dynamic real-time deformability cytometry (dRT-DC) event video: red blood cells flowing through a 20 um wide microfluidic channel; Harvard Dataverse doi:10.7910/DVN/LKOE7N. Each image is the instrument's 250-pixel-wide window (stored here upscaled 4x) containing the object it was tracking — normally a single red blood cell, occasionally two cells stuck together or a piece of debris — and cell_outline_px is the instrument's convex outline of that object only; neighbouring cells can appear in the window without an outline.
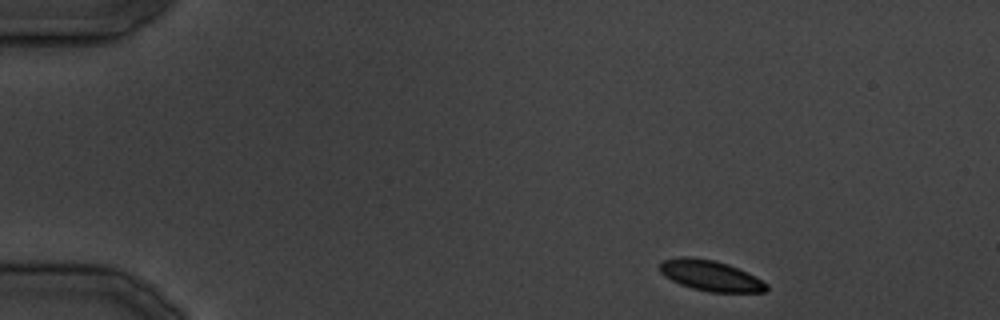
{"species": "common noctule bat (a hibernating species)", "species_latin": "Nyctalus noctula", "temperature_condition": "cold", "stored_images_in_passage": 31, "camera_frame_rate_fps": 3000, "um_per_image_px": 0.085, "animal": {"sex": "male", "body_mass_g": 19.5, "forearm_length_mm": 54.6}, "frame": {"image": 1, "passage_image": 1, "time_ms": 0.0, "image_size_px": [1000, 320], "cell_outline_px": [[768, 288], [764, 292], [712, 292], [692, 288], [680, 284], [664, 276], [660, 272], [660, 264], [664, 260], [680, 256], [692, 256], [716, 260], [728, 264], [768, 284]], "centroid_in_image_um": [60.35, 23.41], "position_along_channel_um": 24.7, "area_um2": 18.84}}
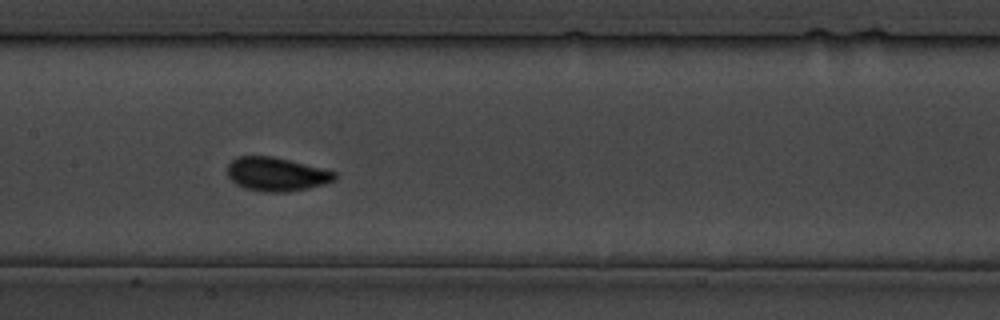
{"frame": {"image": 2, "passage_image": 14, "time_ms": 16.333, "image_size_px": [1000, 320], "cell_outline_px": [[336, 180], [324, 184], [288, 192], [264, 192], [244, 188], [236, 184], [228, 176], [228, 164], [236, 156], [272, 156], [336, 172]], "centroid_in_image_um": [23.47, 14.81], "position_along_channel_um": 183.9, "area_um2": 20.92}}
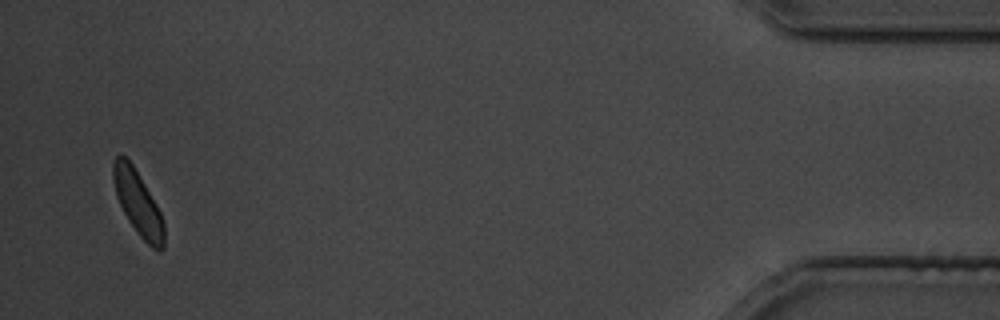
{"frame": {"image": 3, "passage_image": 31, "time_ms": 37.0, "image_size_px": [1000, 320], "cell_outline_px": [[164, 248], [160, 252], [152, 248], [140, 236], [128, 220], [116, 196], [112, 180], [112, 160], [120, 152], [132, 164], [156, 204], [160, 212], [164, 224]], "centroid_in_image_um": [11.7, 17.25], "position_along_channel_um": 423.5, "area_um2": 18.96}}